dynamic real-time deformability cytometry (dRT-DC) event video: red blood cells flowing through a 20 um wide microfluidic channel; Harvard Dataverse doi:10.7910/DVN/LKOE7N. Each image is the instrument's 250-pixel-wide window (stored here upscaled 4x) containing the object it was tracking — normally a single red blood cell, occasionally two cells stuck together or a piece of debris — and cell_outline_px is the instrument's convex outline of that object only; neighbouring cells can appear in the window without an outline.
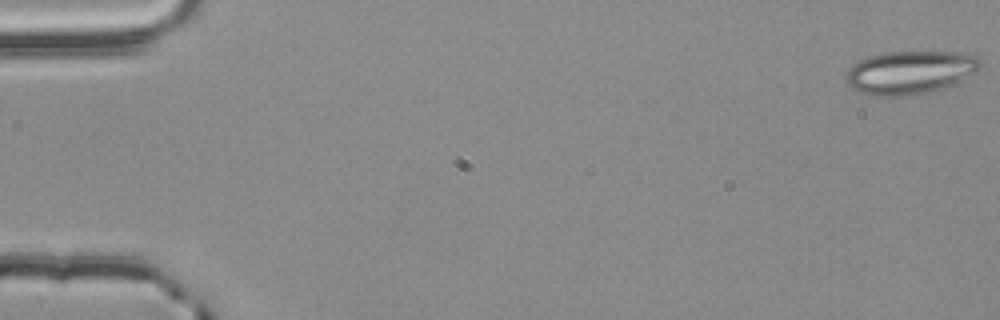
{"species": "common noctule bat (a hibernating species)", "species_latin": "Nyctalus noctula", "temperature_condition": "room temperature", "stored_images_in_passage": 56, "segment_of_instrument_passage": [1, 2], "camera_frame_rate_fps": 3000, "um_per_image_px": 0.085, "animal": {"sex": "male", "body_mass_g": 20.4}, "frame": {"image": 1, "passage_image": 1, "time_ms": 0.0, "image_size_px": [1000, 320], "cell_outline_px": [[984, 64], [976, 72], [936, 92], [904, 96], [872, 96], [856, 92], [844, 80], [844, 76], [848, 68], [852, 64], [868, 56], [884, 52], [972, 52], [980, 56]], "centroid_in_image_um": [77.37, 6.15], "position_along_channel_um": 7.6, "area_um2": 34.8}}